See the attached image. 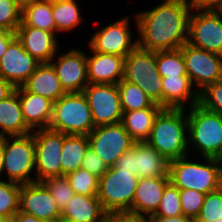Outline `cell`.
Wrapping results in <instances>:
<instances>
[{
  "label": "cell",
  "instance_id": "681fc988",
  "mask_svg": "<svg viewBox=\"0 0 222 222\" xmlns=\"http://www.w3.org/2000/svg\"><path fill=\"white\" fill-rule=\"evenodd\" d=\"M3 159H4V148H3V137H0V176L3 172ZM1 180V179H0Z\"/></svg>",
  "mask_w": 222,
  "mask_h": 222
},
{
  "label": "cell",
  "instance_id": "f907efd6",
  "mask_svg": "<svg viewBox=\"0 0 222 222\" xmlns=\"http://www.w3.org/2000/svg\"><path fill=\"white\" fill-rule=\"evenodd\" d=\"M55 222H75V221L70 220V219H67V218H65V217H63V216H60L59 218H57V219L55 220Z\"/></svg>",
  "mask_w": 222,
  "mask_h": 222
},
{
  "label": "cell",
  "instance_id": "4dcf8cb0",
  "mask_svg": "<svg viewBox=\"0 0 222 222\" xmlns=\"http://www.w3.org/2000/svg\"><path fill=\"white\" fill-rule=\"evenodd\" d=\"M117 87L123 112L146 109L149 107H161L154 104L146 93L136 84L122 79L117 84Z\"/></svg>",
  "mask_w": 222,
  "mask_h": 222
},
{
  "label": "cell",
  "instance_id": "603a6c76",
  "mask_svg": "<svg viewBox=\"0 0 222 222\" xmlns=\"http://www.w3.org/2000/svg\"><path fill=\"white\" fill-rule=\"evenodd\" d=\"M19 102L26 125L32 130L48 128L53 110V102L49 99L25 91L18 87Z\"/></svg>",
  "mask_w": 222,
  "mask_h": 222
},
{
  "label": "cell",
  "instance_id": "d6986e66",
  "mask_svg": "<svg viewBox=\"0 0 222 222\" xmlns=\"http://www.w3.org/2000/svg\"><path fill=\"white\" fill-rule=\"evenodd\" d=\"M53 32L31 26H19L17 39L23 48L40 63H49L58 52V39Z\"/></svg>",
  "mask_w": 222,
  "mask_h": 222
},
{
  "label": "cell",
  "instance_id": "6da1fadb",
  "mask_svg": "<svg viewBox=\"0 0 222 222\" xmlns=\"http://www.w3.org/2000/svg\"><path fill=\"white\" fill-rule=\"evenodd\" d=\"M191 4L163 0L156 7L135 14L137 46L151 51L179 49L188 39Z\"/></svg>",
  "mask_w": 222,
  "mask_h": 222
},
{
  "label": "cell",
  "instance_id": "5bb4252c",
  "mask_svg": "<svg viewBox=\"0 0 222 222\" xmlns=\"http://www.w3.org/2000/svg\"><path fill=\"white\" fill-rule=\"evenodd\" d=\"M82 92L91 109L95 127L122 121L123 111L117 84L89 83Z\"/></svg>",
  "mask_w": 222,
  "mask_h": 222
},
{
  "label": "cell",
  "instance_id": "836d02e7",
  "mask_svg": "<svg viewBox=\"0 0 222 222\" xmlns=\"http://www.w3.org/2000/svg\"><path fill=\"white\" fill-rule=\"evenodd\" d=\"M70 187L76 194L97 196L99 177L89 171L79 168L66 175Z\"/></svg>",
  "mask_w": 222,
  "mask_h": 222
},
{
  "label": "cell",
  "instance_id": "2e32d148",
  "mask_svg": "<svg viewBox=\"0 0 222 222\" xmlns=\"http://www.w3.org/2000/svg\"><path fill=\"white\" fill-rule=\"evenodd\" d=\"M54 56L50 63L53 65L61 87L66 93L82 92L88 83L87 53L79 49ZM57 59V60H56Z\"/></svg>",
  "mask_w": 222,
  "mask_h": 222
},
{
  "label": "cell",
  "instance_id": "ac0fdd59",
  "mask_svg": "<svg viewBox=\"0 0 222 222\" xmlns=\"http://www.w3.org/2000/svg\"><path fill=\"white\" fill-rule=\"evenodd\" d=\"M39 64L16 38L0 58V75L16 88L30 77Z\"/></svg>",
  "mask_w": 222,
  "mask_h": 222
},
{
  "label": "cell",
  "instance_id": "ffe728a7",
  "mask_svg": "<svg viewBox=\"0 0 222 222\" xmlns=\"http://www.w3.org/2000/svg\"><path fill=\"white\" fill-rule=\"evenodd\" d=\"M90 51L92 55L87 54L88 83L118 84L123 79L125 57L95 52L91 48Z\"/></svg>",
  "mask_w": 222,
  "mask_h": 222
},
{
  "label": "cell",
  "instance_id": "9c48e42d",
  "mask_svg": "<svg viewBox=\"0 0 222 222\" xmlns=\"http://www.w3.org/2000/svg\"><path fill=\"white\" fill-rule=\"evenodd\" d=\"M114 167L133 172L139 179L169 177V160L146 141L134 142L132 147L118 158Z\"/></svg>",
  "mask_w": 222,
  "mask_h": 222
},
{
  "label": "cell",
  "instance_id": "c3c4849f",
  "mask_svg": "<svg viewBox=\"0 0 222 222\" xmlns=\"http://www.w3.org/2000/svg\"><path fill=\"white\" fill-rule=\"evenodd\" d=\"M17 4V6L23 10L25 7L34 4L35 2H38L40 0H14Z\"/></svg>",
  "mask_w": 222,
  "mask_h": 222
},
{
  "label": "cell",
  "instance_id": "f5cc1de1",
  "mask_svg": "<svg viewBox=\"0 0 222 222\" xmlns=\"http://www.w3.org/2000/svg\"><path fill=\"white\" fill-rule=\"evenodd\" d=\"M41 1L47 2L52 5V4H56V3H59L61 1H65V0H41Z\"/></svg>",
  "mask_w": 222,
  "mask_h": 222
},
{
  "label": "cell",
  "instance_id": "44dd1931",
  "mask_svg": "<svg viewBox=\"0 0 222 222\" xmlns=\"http://www.w3.org/2000/svg\"><path fill=\"white\" fill-rule=\"evenodd\" d=\"M169 177H152L138 180L132 203V213L141 216L153 215L160 204Z\"/></svg>",
  "mask_w": 222,
  "mask_h": 222
},
{
  "label": "cell",
  "instance_id": "bcb514c9",
  "mask_svg": "<svg viewBox=\"0 0 222 222\" xmlns=\"http://www.w3.org/2000/svg\"><path fill=\"white\" fill-rule=\"evenodd\" d=\"M14 90L15 87L0 75V100L5 99Z\"/></svg>",
  "mask_w": 222,
  "mask_h": 222
},
{
  "label": "cell",
  "instance_id": "ee69618b",
  "mask_svg": "<svg viewBox=\"0 0 222 222\" xmlns=\"http://www.w3.org/2000/svg\"><path fill=\"white\" fill-rule=\"evenodd\" d=\"M16 33L0 27V58L4 55L8 46L16 39Z\"/></svg>",
  "mask_w": 222,
  "mask_h": 222
},
{
  "label": "cell",
  "instance_id": "74e56055",
  "mask_svg": "<svg viewBox=\"0 0 222 222\" xmlns=\"http://www.w3.org/2000/svg\"><path fill=\"white\" fill-rule=\"evenodd\" d=\"M198 104L222 116V80L209 84L200 91Z\"/></svg>",
  "mask_w": 222,
  "mask_h": 222
},
{
  "label": "cell",
  "instance_id": "8d00e7d4",
  "mask_svg": "<svg viewBox=\"0 0 222 222\" xmlns=\"http://www.w3.org/2000/svg\"><path fill=\"white\" fill-rule=\"evenodd\" d=\"M222 219V186L206 194L200 213L194 222H215Z\"/></svg>",
  "mask_w": 222,
  "mask_h": 222
},
{
  "label": "cell",
  "instance_id": "484cf974",
  "mask_svg": "<svg viewBox=\"0 0 222 222\" xmlns=\"http://www.w3.org/2000/svg\"><path fill=\"white\" fill-rule=\"evenodd\" d=\"M108 213L97 196L74 194L61 216L75 222H106Z\"/></svg>",
  "mask_w": 222,
  "mask_h": 222
},
{
  "label": "cell",
  "instance_id": "7c38bea8",
  "mask_svg": "<svg viewBox=\"0 0 222 222\" xmlns=\"http://www.w3.org/2000/svg\"><path fill=\"white\" fill-rule=\"evenodd\" d=\"M187 43L222 55V11L192 9Z\"/></svg>",
  "mask_w": 222,
  "mask_h": 222
},
{
  "label": "cell",
  "instance_id": "f546056e",
  "mask_svg": "<svg viewBox=\"0 0 222 222\" xmlns=\"http://www.w3.org/2000/svg\"><path fill=\"white\" fill-rule=\"evenodd\" d=\"M80 14V8L76 0H65L52 4V16L57 34L64 31H72L78 27L83 21Z\"/></svg>",
  "mask_w": 222,
  "mask_h": 222
},
{
  "label": "cell",
  "instance_id": "e575fe53",
  "mask_svg": "<svg viewBox=\"0 0 222 222\" xmlns=\"http://www.w3.org/2000/svg\"><path fill=\"white\" fill-rule=\"evenodd\" d=\"M183 215L180 203V189L169 182L163 191L157 211L151 216L178 217Z\"/></svg>",
  "mask_w": 222,
  "mask_h": 222
},
{
  "label": "cell",
  "instance_id": "9a60e30c",
  "mask_svg": "<svg viewBox=\"0 0 222 222\" xmlns=\"http://www.w3.org/2000/svg\"><path fill=\"white\" fill-rule=\"evenodd\" d=\"M129 20V16H125L98 29L90 38L89 48L103 54L126 57L137 46V40L133 41L132 38Z\"/></svg>",
  "mask_w": 222,
  "mask_h": 222
},
{
  "label": "cell",
  "instance_id": "cb8c5ba5",
  "mask_svg": "<svg viewBox=\"0 0 222 222\" xmlns=\"http://www.w3.org/2000/svg\"><path fill=\"white\" fill-rule=\"evenodd\" d=\"M21 87L25 91L41 95L53 103L66 94L50 62L40 63Z\"/></svg>",
  "mask_w": 222,
  "mask_h": 222
},
{
  "label": "cell",
  "instance_id": "f1b7e54d",
  "mask_svg": "<svg viewBox=\"0 0 222 222\" xmlns=\"http://www.w3.org/2000/svg\"><path fill=\"white\" fill-rule=\"evenodd\" d=\"M19 26H31L53 32L57 35L52 16V5L40 0L25 7L22 10L21 24Z\"/></svg>",
  "mask_w": 222,
  "mask_h": 222
},
{
  "label": "cell",
  "instance_id": "f35d334b",
  "mask_svg": "<svg viewBox=\"0 0 222 222\" xmlns=\"http://www.w3.org/2000/svg\"><path fill=\"white\" fill-rule=\"evenodd\" d=\"M206 194L192 189H180L182 213L195 221L204 203Z\"/></svg>",
  "mask_w": 222,
  "mask_h": 222
},
{
  "label": "cell",
  "instance_id": "e0dca14e",
  "mask_svg": "<svg viewBox=\"0 0 222 222\" xmlns=\"http://www.w3.org/2000/svg\"><path fill=\"white\" fill-rule=\"evenodd\" d=\"M19 211L47 222L61 216L56 201L41 182L21 184Z\"/></svg>",
  "mask_w": 222,
  "mask_h": 222
},
{
  "label": "cell",
  "instance_id": "30bf717a",
  "mask_svg": "<svg viewBox=\"0 0 222 222\" xmlns=\"http://www.w3.org/2000/svg\"><path fill=\"white\" fill-rule=\"evenodd\" d=\"M35 147L36 182L62 176L63 133L50 128L32 131Z\"/></svg>",
  "mask_w": 222,
  "mask_h": 222
},
{
  "label": "cell",
  "instance_id": "4316f807",
  "mask_svg": "<svg viewBox=\"0 0 222 222\" xmlns=\"http://www.w3.org/2000/svg\"><path fill=\"white\" fill-rule=\"evenodd\" d=\"M162 107L123 112L121 123L135 142L146 141L151 133L153 122Z\"/></svg>",
  "mask_w": 222,
  "mask_h": 222
},
{
  "label": "cell",
  "instance_id": "7dc6e473",
  "mask_svg": "<svg viewBox=\"0 0 222 222\" xmlns=\"http://www.w3.org/2000/svg\"><path fill=\"white\" fill-rule=\"evenodd\" d=\"M13 219H14V222H47V221L40 220L32 215H28L20 211H18L13 216Z\"/></svg>",
  "mask_w": 222,
  "mask_h": 222
},
{
  "label": "cell",
  "instance_id": "3957f363",
  "mask_svg": "<svg viewBox=\"0 0 222 222\" xmlns=\"http://www.w3.org/2000/svg\"><path fill=\"white\" fill-rule=\"evenodd\" d=\"M189 155L169 161V181L179 189L208 194L222 186V162L205 158V164L194 162Z\"/></svg>",
  "mask_w": 222,
  "mask_h": 222
},
{
  "label": "cell",
  "instance_id": "d6a6232c",
  "mask_svg": "<svg viewBox=\"0 0 222 222\" xmlns=\"http://www.w3.org/2000/svg\"><path fill=\"white\" fill-rule=\"evenodd\" d=\"M21 184L0 180V218L13 217L19 211Z\"/></svg>",
  "mask_w": 222,
  "mask_h": 222
},
{
  "label": "cell",
  "instance_id": "d590c367",
  "mask_svg": "<svg viewBox=\"0 0 222 222\" xmlns=\"http://www.w3.org/2000/svg\"><path fill=\"white\" fill-rule=\"evenodd\" d=\"M51 193L57 207L62 212L74 196V190L70 187L66 176L47 178L41 182Z\"/></svg>",
  "mask_w": 222,
  "mask_h": 222
},
{
  "label": "cell",
  "instance_id": "8fae6325",
  "mask_svg": "<svg viewBox=\"0 0 222 222\" xmlns=\"http://www.w3.org/2000/svg\"><path fill=\"white\" fill-rule=\"evenodd\" d=\"M180 48L187 75L198 92L222 80V55L196 48L187 42Z\"/></svg>",
  "mask_w": 222,
  "mask_h": 222
},
{
  "label": "cell",
  "instance_id": "8992f818",
  "mask_svg": "<svg viewBox=\"0 0 222 222\" xmlns=\"http://www.w3.org/2000/svg\"><path fill=\"white\" fill-rule=\"evenodd\" d=\"M123 79L139 86L163 108L162 77L156 66V52L136 46L124 59Z\"/></svg>",
  "mask_w": 222,
  "mask_h": 222
},
{
  "label": "cell",
  "instance_id": "11a10c76",
  "mask_svg": "<svg viewBox=\"0 0 222 222\" xmlns=\"http://www.w3.org/2000/svg\"><path fill=\"white\" fill-rule=\"evenodd\" d=\"M215 222H222V219L216 220Z\"/></svg>",
  "mask_w": 222,
  "mask_h": 222
},
{
  "label": "cell",
  "instance_id": "7a4b0ae2",
  "mask_svg": "<svg viewBox=\"0 0 222 222\" xmlns=\"http://www.w3.org/2000/svg\"><path fill=\"white\" fill-rule=\"evenodd\" d=\"M186 109L162 108L146 142L167 160L189 155Z\"/></svg>",
  "mask_w": 222,
  "mask_h": 222
},
{
  "label": "cell",
  "instance_id": "7bdbcfd3",
  "mask_svg": "<svg viewBox=\"0 0 222 222\" xmlns=\"http://www.w3.org/2000/svg\"><path fill=\"white\" fill-rule=\"evenodd\" d=\"M193 10L222 11V0H191Z\"/></svg>",
  "mask_w": 222,
  "mask_h": 222
},
{
  "label": "cell",
  "instance_id": "1f68e13d",
  "mask_svg": "<svg viewBox=\"0 0 222 222\" xmlns=\"http://www.w3.org/2000/svg\"><path fill=\"white\" fill-rule=\"evenodd\" d=\"M156 66L161 77L187 75L181 48L156 51Z\"/></svg>",
  "mask_w": 222,
  "mask_h": 222
},
{
  "label": "cell",
  "instance_id": "277c9868",
  "mask_svg": "<svg viewBox=\"0 0 222 222\" xmlns=\"http://www.w3.org/2000/svg\"><path fill=\"white\" fill-rule=\"evenodd\" d=\"M188 147L202 158L222 157V116L196 104L187 112ZM198 150V151H197Z\"/></svg>",
  "mask_w": 222,
  "mask_h": 222
},
{
  "label": "cell",
  "instance_id": "7402d4cb",
  "mask_svg": "<svg viewBox=\"0 0 222 222\" xmlns=\"http://www.w3.org/2000/svg\"><path fill=\"white\" fill-rule=\"evenodd\" d=\"M188 75L162 77L163 108L185 109L199 103V92L193 89Z\"/></svg>",
  "mask_w": 222,
  "mask_h": 222
},
{
  "label": "cell",
  "instance_id": "f6af8a7d",
  "mask_svg": "<svg viewBox=\"0 0 222 222\" xmlns=\"http://www.w3.org/2000/svg\"><path fill=\"white\" fill-rule=\"evenodd\" d=\"M149 220L150 222H194L193 219L184 215L178 217L149 216Z\"/></svg>",
  "mask_w": 222,
  "mask_h": 222
},
{
  "label": "cell",
  "instance_id": "ba28073f",
  "mask_svg": "<svg viewBox=\"0 0 222 222\" xmlns=\"http://www.w3.org/2000/svg\"><path fill=\"white\" fill-rule=\"evenodd\" d=\"M3 172L8 181L19 184L36 182L33 133L24 136H3Z\"/></svg>",
  "mask_w": 222,
  "mask_h": 222
},
{
  "label": "cell",
  "instance_id": "d4e9b609",
  "mask_svg": "<svg viewBox=\"0 0 222 222\" xmlns=\"http://www.w3.org/2000/svg\"><path fill=\"white\" fill-rule=\"evenodd\" d=\"M0 128V137L24 136L32 133L23 118L18 87L5 99L0 100Z\"/></svg>",
  "mask_w": 222,
  "mask_h": 222
},
{
  "label": "cell",
  "instance_id": "52a82bcc",
  "mask_svg": "<svg viewBox=\"0 0 222 222\" xmlns=\"http://www.w3.org/2000/svg\"><path fill=\"white\" fill-rule=\"evenodd\" d=\"M139 178L133 172L122 171L115 167L99 178L97 197L104 210L132 213V203Z\"/></svg>",
  "mask_w": 222,
  "mask_h": 222
},
{
  "label": "cell",
  "instance_id": "5b68a950",
  "mask_svg": "<svg viewBox=\"0 0 222 222\" xmlns=\"http://www.w3.org/2000/svg\"><path fill=\"white\" fill-rule=\"evenodd\" d=\"M48 128L65 135H88L95 128L91 109L83 92L66 93L53 103Z\"/></svg>",
  "mask_w": 222,
  "mask_h": 222
},
{
  "label": "cell",
  "instance_id": "b9f144b4",
  "mask_svg": "<svg viewBox=\"0 0 222 222\" xmlns=\"http://www.w3.org/2000/svg\"><path fill=\"white\" fill-rule=\"evenodd\" d=\"M106 222H150L149 217L130 212H113L107 215Z\"/></svg>",
  "mask_w": 222,
  "mask_h": 222
},
{
  "label": "cell",
  "instance_id": "4fadbf2b",
  "mask_svg": "<svg viewBox=\"0 0 222 222\" xmlns=\"http://www.w3.org/2000/svg\"><path fill=\"white\" fill-rule=\"evenodd\" d=\"M88 141L89 147L103 159L108 167H114L118 158L135 142L121 122L96 126L88 134Z\"/></svg>",
  "mask_w": 222,
  "mask_h": 222
},
{
  "label": "cell",
  "instance_id": "ab89813d",
  "mask_svg": "<svg viewBox=\"0 0 222 222\" xmlns=\"http://www.w3.org/2000/svg\"><path fill=\"white\" fill-rule=\"evenodd\" d=\"M22 10L14 0H0V27L16 33L21 24Z\"/></svg>",
  "mask_w": 222,
  "mask_h": 222
},
{
  "label": "cell",
  "instance_id": "816d5d0a",
  "mask_svg": "<svg viewBox=\"0 0 222 222\" xmlns=\"http://www.w3.org/2000/svg\"><path fill=\"white\" fill-rule=\"evenodd\" d=\"M0 222H14L13 217H3L0 218Z\"/></svg>",
  "mask_w": 222,
  "mask_h": 222
},
{
  "label": "cell",
  "instance_id": "60d3db41",
  "mask_svg": "<svg viewBox=\"0 0 222 222\" xmlns=\"http://www.w3.org/2000/svg\"><path fill=\"white\" fill-rule=\"evenodd\" d=\"M81 168L95 174L99 178L109 169L106 163L90 147L85 152Z\"/></svg>",
  "mask_w": 222,
  "mask_h": 222
},
{
  "label": "cell",
  "instance_id": "db71d44e",
  "mask_svg": "<svg viewBox=\"0 0 222 222\" xmlns=\"http://www.w3.org/2000/svg\"><path fill=\"white\" fill-rule=\"evenodd\" d=\"M180 1H183V2H189V3L191 2V0H189V1H188V0H180Z\"/></svg>",
  "mask_w": 222,
  "mask_h": 222
},
{
  "label": "cell",
  "instance_id": "83f0119b",
  "mask_svg": "<svg viewBox=\"0 0 222 222\" xmlns=\"http://www.w3.org/2000/svg\"><path fill=\"white\" fill-rule=\"evenodd\" d=\"M89 147L88 135H65L61 153L62 176L81 168L82 160Z\"/></svg>",
  "mask_w": 222,
  "mask_h": 222
}]
</instances>
